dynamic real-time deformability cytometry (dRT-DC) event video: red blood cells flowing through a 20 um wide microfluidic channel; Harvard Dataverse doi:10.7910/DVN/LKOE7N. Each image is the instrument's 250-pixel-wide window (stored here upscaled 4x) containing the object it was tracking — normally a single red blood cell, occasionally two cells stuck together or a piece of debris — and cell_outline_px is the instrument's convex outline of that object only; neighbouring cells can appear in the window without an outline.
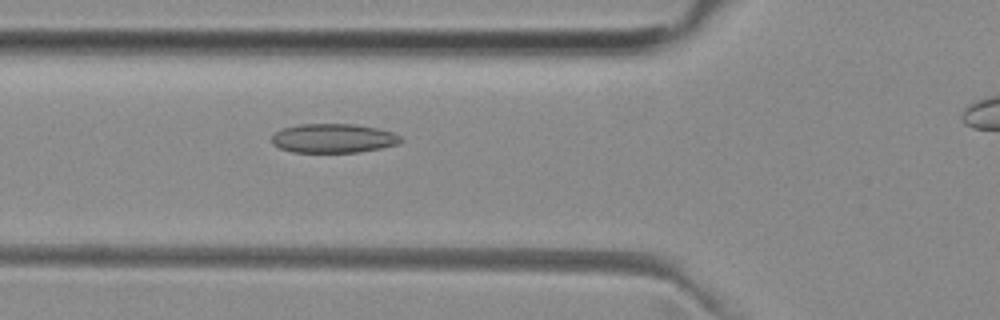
{"species": "common noctule bat (a hibernating species)", "species_latin": "Nyctalus noctula", "temperature_condition": "room temperature", "stored_images_in_passage": 45, "camera_frame_rate_fps": 3000, "um_per_image_px": 0.085, "animal": {"sex": "female", "body_mass_g": 29.2, "forearm_length_mm": 56.3}, "frame": {"image": 1, "passage_image": 19, "time_ms": 6.0, "image_size_px": [1000, 320], "cell_outline_px": [[404, 140], [400, 144], [360, 152], [292, 152], [280, 148], [272, 144], [272, 136], [276, 132], [284, 128], [300, 124], [352, 124], [376, 128], [392, 132], [400, 136]], "centroid_in_image_um": [28.36, 11.76], "position_along_channel_um": 97.4, "area_um2": 21.85}}
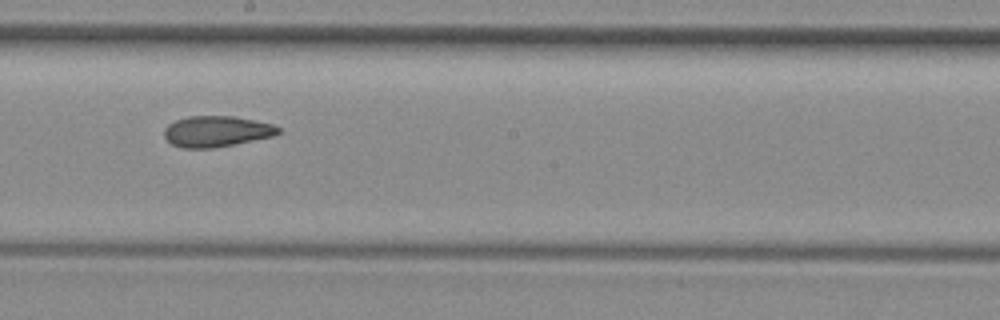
{"frame": {"image": 2, "passage_image": 29, "time_ms": 9.333, "image_size_px": [1000, 320], "cell_outline_px": [[280, 132], [276, 136], [212, 148], [180, 148], [172, 144], [164, 136], [164, 128], [168, 124], [176, 120], [188, 116], [232, 116], [272, 124], [280, 128]], "centroid_in_image_um": [18.39, 11.17], "position_along_channel_um": 229.8, "area_um2": 20.52}}
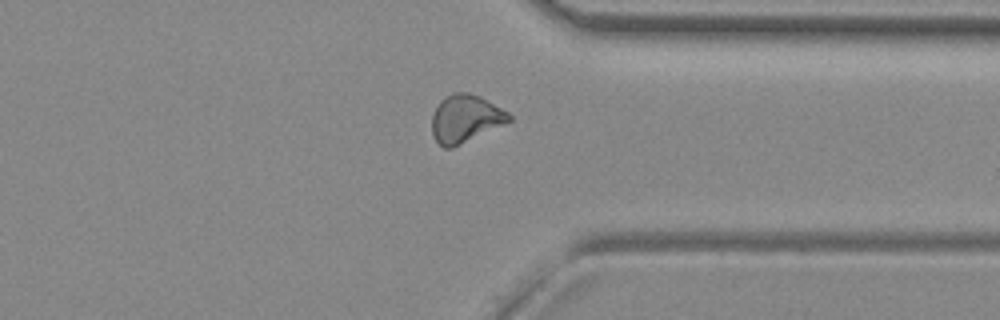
{"frame": {"image": 3, "passage_image": 40, "time_ms": 13.0, "image_size_px": [1000, 320], "cell_outline_px": [[512, 120], [452, 148], [444, 148], [436, 140], [432, 132], [432, 116], [440, 100], [444, 96], [452, 92], [468, 92], [480, 96], [508, 112], [512, 116]], "centroid_in_image_um": [39.54, 10.06], "position_along_channel_um": 371.9, "area_um2": 21.27}}